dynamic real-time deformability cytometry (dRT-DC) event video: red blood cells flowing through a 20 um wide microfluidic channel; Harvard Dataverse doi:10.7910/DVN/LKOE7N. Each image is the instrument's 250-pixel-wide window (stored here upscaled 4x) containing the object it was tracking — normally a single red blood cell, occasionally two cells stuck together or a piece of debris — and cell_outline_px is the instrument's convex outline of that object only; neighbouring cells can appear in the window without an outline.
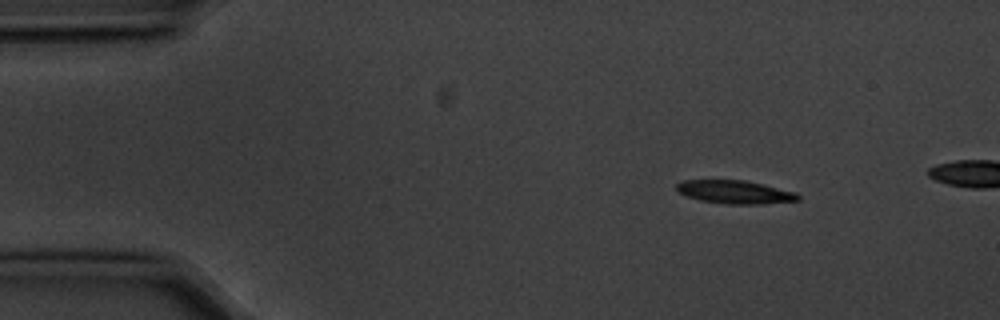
{"species": "common noctule bat (a hibernating species)", "species_latin": "Nyctalus noctula", "temperature_condition": "cold", "stored_images_in_passage": 3, "camera_frame_rate_fps": 3000, "um_per_image_px": 0.085, "animal": {"sex": "male", "body_mass_g": 20.1, "forearm_length_mm": 53.5}, "frame": {"image": 1, "passage_image": 1, "time_ms": 0.0, "image_size_px": [1000, 320], "cell_outline_px": [[800, 200], [764, 204], [724, 204], [700, 200], [688, 196], [680, 192], [676, 188], [676, 184], [684, 180], [744, 180], [796, 192], [800, 196]], "centroid_in_image_um": [62.49, 16.33], "position_along_channel_um": 22.5, "area_um2": 16.36}}